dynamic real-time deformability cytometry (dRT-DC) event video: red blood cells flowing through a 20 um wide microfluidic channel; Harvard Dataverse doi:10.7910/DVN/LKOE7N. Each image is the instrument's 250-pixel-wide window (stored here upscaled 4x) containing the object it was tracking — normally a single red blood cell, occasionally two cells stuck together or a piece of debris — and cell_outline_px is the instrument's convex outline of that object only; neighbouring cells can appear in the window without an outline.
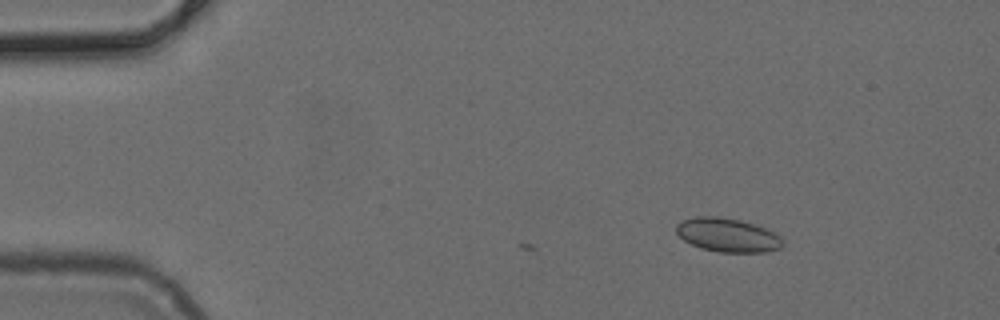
{"species": "common noctule bat (a hibernating species)", "species_latin": "Nyctalus noctula", "temperature_condition": "cold", "stored_images_in_passage": 8, "camera_frame_rate_fps": 3000, "um_per_image_px": 0.085, "animal": {"sex": "female", "body_mass_g": 24.6, "forearm_length_mm": 56.2}, "frame": {"image": 1, "passage_image": 8, "time_ms": 2.333, "image_size_px": [1000, 320], "cell_outline_px": [[784, 244], [780, 248], [768, 252], [720, 252], [700, 248], [684, 240], [676, 232], [676, 224], [680, 220], [696, 216], [716, 216], [740, 220], [764, 228], [784, 236]], "centroid_in_image_um": [61.87, 19.98], "position_along_channel_um": 23.1, "area_um2": 21.15}}